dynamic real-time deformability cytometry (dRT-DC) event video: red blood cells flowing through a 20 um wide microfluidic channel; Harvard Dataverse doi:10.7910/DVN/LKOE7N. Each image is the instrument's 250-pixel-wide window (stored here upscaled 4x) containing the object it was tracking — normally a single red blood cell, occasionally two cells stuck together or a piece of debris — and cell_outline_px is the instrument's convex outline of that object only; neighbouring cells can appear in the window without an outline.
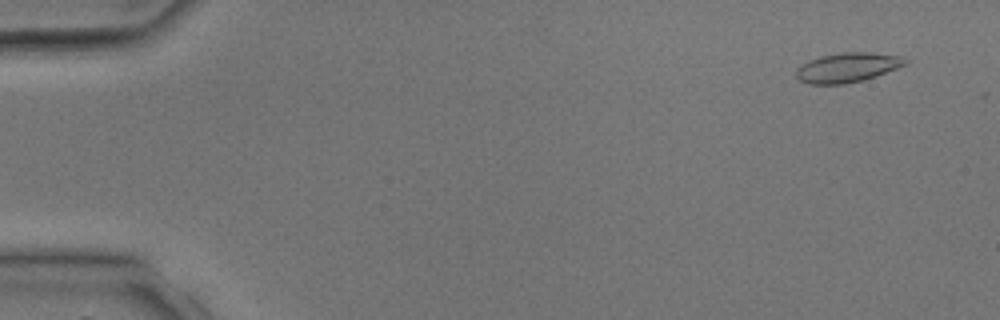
{"species": "common noctule bat (a hibernating species)", "species_latin": "Nyctalus noctula", "temperature_condition": "room temperature", "stored_images_in_passage": 4, "segment_of_instrument_passage": [1, 2], "camera_frame_rate_fps": 3000, "um_per_image_px": 0.085, "animal": {"sex": "male", "body_mass_g": 17.9, "forearm_length_mm": 54.2}, "frame": {"image": 1, "passage_image": 1, "time_ms": 0.0, "image_size_px": [1000, 320], "cell_outline_px": [[908, 64], [876, 76], [864, 80], [844, 84], [808, 84], [800, 80], [796, 76], [796, 68], [808, 60], [820, 56], [840, 52], [872, 52], [900, 56], [908, 60]], "centroid_in_image_um": [72.03, 5.73], "position_along_channel_um": 13.0, "area_um2": 18.96}}